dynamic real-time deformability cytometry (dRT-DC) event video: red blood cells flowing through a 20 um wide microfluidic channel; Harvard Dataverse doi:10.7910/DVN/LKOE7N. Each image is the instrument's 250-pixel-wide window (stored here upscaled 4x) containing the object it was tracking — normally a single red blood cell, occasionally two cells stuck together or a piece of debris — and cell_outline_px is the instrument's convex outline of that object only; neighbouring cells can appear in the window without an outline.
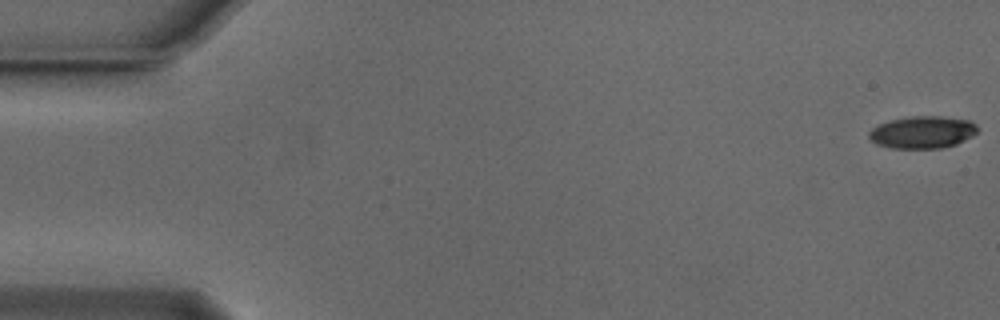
{"species": "Egyptian fruit bat (a non-hibernating species)", "species_latin": "Rousettus aegyptiacus", "temperature_condition": "cold", "stored_images_in_passage": 55, "camera_frame_rate_fps": 3000, "um_per_image_px": 0.085, "animal": {"sex": "male"}, "frame": {"image": 1, "passage_image": 1, "time_ms": 0.0, "image_size_px": [1000, 320], "cell_outline_px": [[976, 132], [972, 136], [956, 144], [944, 148], [892, 148], [876, 144], [868, 136], [868, 132], [872, 128], [880, 124], [892, 120], [912, 116], [940, 116], [968, 120], [976, 124]], "centroid_in_image_um": [78.4, 11.24], "position_along_channel_um": 6.6, "area_um2": 20.23}}
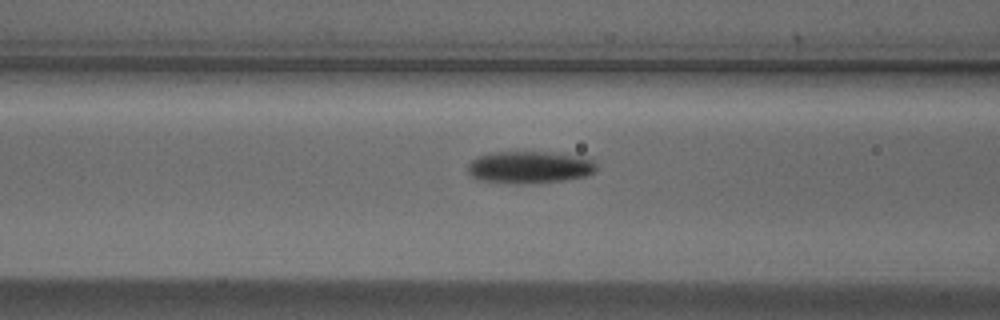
{"frame": {"image": 2, "passage_image": 22, "time_ms": 7.0, "image_size_px": [1000, 320], "cell_outline_px": [[596, 172], [584, 176], [564, 180], [524, 184], [516, 184], [480, 180], [472, 176], [468, 172], [468, 164], [472, 160], [480, 156], [496, 152], [552, 152], [580, 156], [592, 160], [596, 164]], "centroid_in_image_um": [45.03, 14.22], "position_along_channel_um": 121.6, "area_um2": 24.04}}
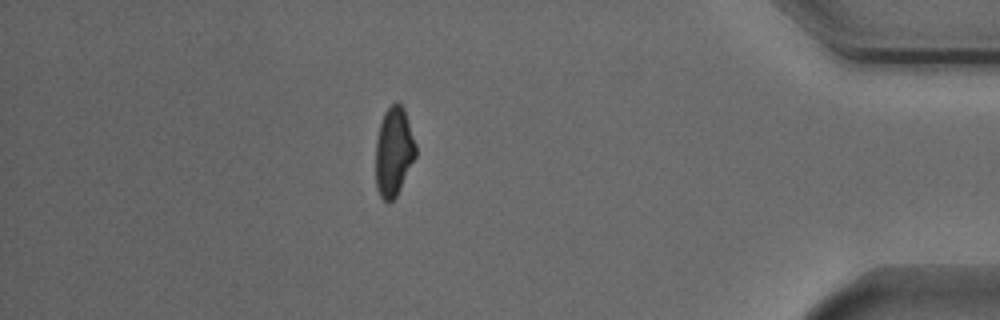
{"frame": {"image": 3, "passage_image": 48, "time_ms": 15.667, "image_size_px": [1000, 320], "cell_outline_px": [[416, 156], [396, 196], [392, 200], [384, 200], [380, 196], [376, 188], [376, 140], [380, 124], [384, 112], [392, 104], [400, 104], [404, 108], [416, 144]], "centroid_in_image_um": [33.47, 12.89], "position_along_channel_um": 401.7, "area_um2": 20.52}, "authors_computed_cell_mechanics": {"area_um2": 22.0218, "velocity_mm_per_s": 3.7495, "shape_relaxation_time_tau1_ms": 3.9892, "shape_relaxation_time_tau2_ms": null, "deformation_change_tau1": 0.1462, "deformation_change_tau2": null}}